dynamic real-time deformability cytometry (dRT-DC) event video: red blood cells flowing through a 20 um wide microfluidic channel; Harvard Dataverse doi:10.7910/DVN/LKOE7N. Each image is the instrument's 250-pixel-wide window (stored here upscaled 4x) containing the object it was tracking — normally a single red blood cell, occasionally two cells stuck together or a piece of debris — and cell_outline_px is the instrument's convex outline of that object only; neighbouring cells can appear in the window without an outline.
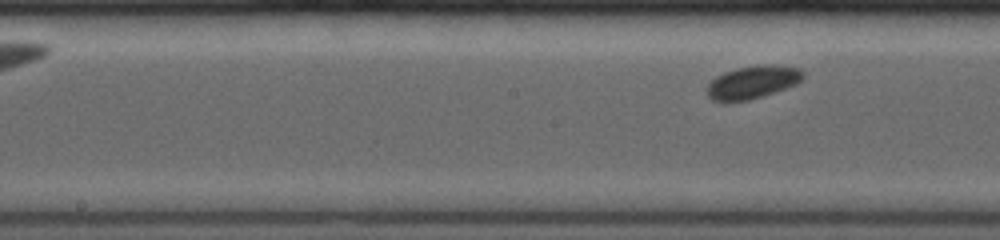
{"species": "common noctule bat (a hibernating species)", "species_latin": "Nyctalus noctula", "temperature_condition": "room temperature", "stored_images_in_passage": 11, "segment_of_instrument_passage": [2, 2], "camera_frame_rate_fps": 4000, "um_per_image_px": 0.085, "animal": {"sex": "female", "body_mass_g": 19.0, "forearm_length_mm": 53.3}, "frame": {"image": 1, "passage_image": 11, "time_ms": 5.5, "image_size_px": [1000, 240], "cell_outline_px": [[804, 76], [796, 84], [748, 100], [712, 100], [708, 96], [708, 84], [716, 76], [724, 72], [736, 68], [768, 64], [800, 68], [804, 72]], "centroid_in_image_um": [63.98, 6.96], "position_along_channel_um": 184.2, "area_um2": 17.86}}